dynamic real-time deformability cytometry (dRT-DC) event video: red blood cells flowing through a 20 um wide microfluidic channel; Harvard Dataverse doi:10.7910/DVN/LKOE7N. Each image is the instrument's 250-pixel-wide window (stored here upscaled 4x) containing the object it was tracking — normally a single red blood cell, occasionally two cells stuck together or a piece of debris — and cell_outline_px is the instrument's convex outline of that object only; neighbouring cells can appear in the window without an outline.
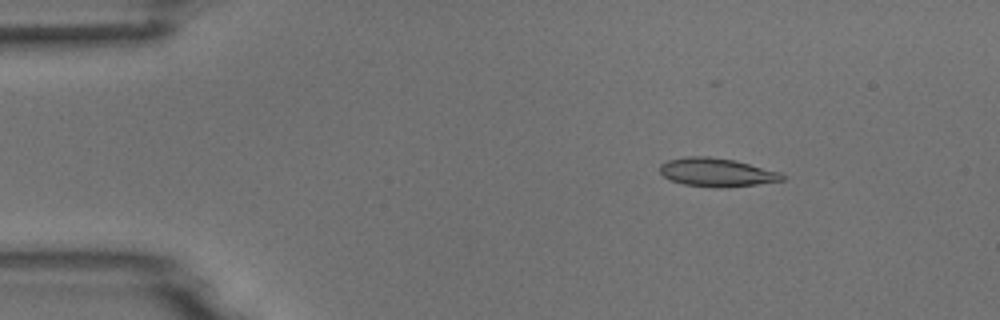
{"species": "common noctule bat (a hibernating species)", "species_latin": "Nyctalus noctula", "temperature_condition": "room temperature", "stored_images_in_passage": 4, "camera_frame_rate_fps": 3000, "um_per_image_px": 0.085, "animal": {"sex": "male", "body_mass_g": 18.8}, "frame": {"image": 1, "passage_image": 2, "time_ms": 1.0, "image_size_px": [1000, 320], "cell_outline_px": [[784, 180], [728, 188], [716, 188], [684, 184], [668, 180], [660, 172], [660, 164], [668, 160], [684, 156], [708, 156], [736, 160], [780, 172], [784, 176]], "centroid_in_image_um": [60.9, 14.65], "position_along_channel_um": 24.1, "area_um2": 20.52}}